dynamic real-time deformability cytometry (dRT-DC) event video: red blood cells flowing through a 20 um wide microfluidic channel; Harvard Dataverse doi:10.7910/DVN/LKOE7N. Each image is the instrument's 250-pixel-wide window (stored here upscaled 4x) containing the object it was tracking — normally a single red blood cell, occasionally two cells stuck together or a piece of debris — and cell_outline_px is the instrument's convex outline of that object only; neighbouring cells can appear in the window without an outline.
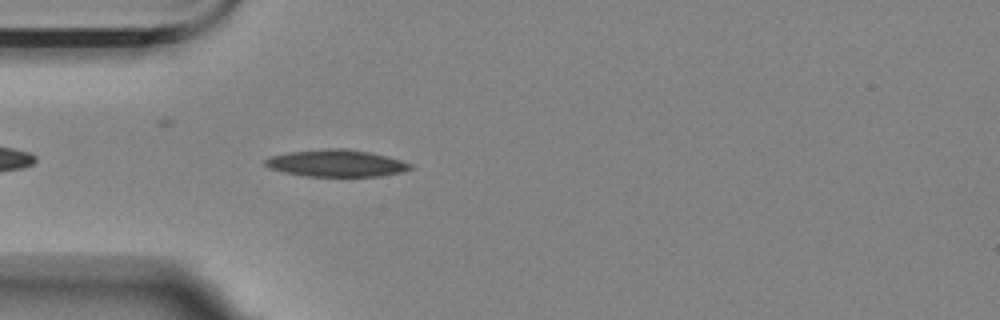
{"species": "Egyptian fruit bat (a non-hibernating species)", "species_latin": "Rousettus aegyptiacus", "temperature_condition": "room temperature", "stored_images_in_passage": 7, "camera_frame_rate_fps": 3000, "um_per_image_px": 0.085, "animal": {"sex": "female"}, "frame": {"image": 1, "passage_image": 4, "time_ms": 1.0, "image_size_px": [1000, 320], "cell_outline_px": [[416, 168], [400, 172], [380, 176], [304, 176], [284, 172], [268, 168], [264, 164], [264, 160], [268, 156], [288, 152], [328, 148], [344, 148], [368, 152], [400, 160], [412, 164]], "centroid_in_image_um": [28.54, 13.87], "position_along_channel_um": 56.5, "area_um2": 22.83}}